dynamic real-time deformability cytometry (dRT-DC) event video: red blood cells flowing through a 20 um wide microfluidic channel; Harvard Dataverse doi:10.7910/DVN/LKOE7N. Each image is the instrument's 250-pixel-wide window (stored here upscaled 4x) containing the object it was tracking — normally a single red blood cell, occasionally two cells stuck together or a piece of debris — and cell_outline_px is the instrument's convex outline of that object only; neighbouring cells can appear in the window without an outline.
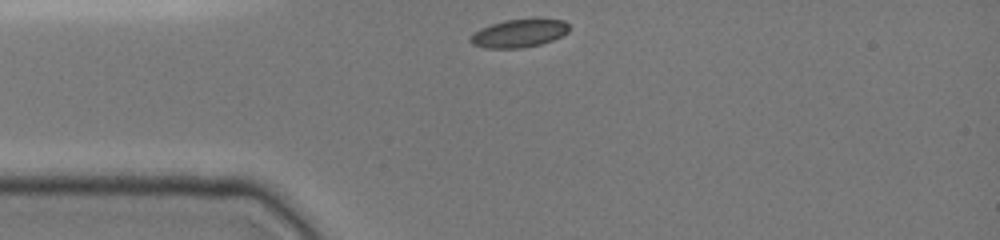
{"species": "common noctule bat (a hibernating species)", "species_latin": "Nyctalus noctula", "temperature_condition": "cold", "stored_images_in_passage": 30, "camera_frame_rate_fps": 3000, "um_per_image_px": 0.085, "animal": {"sex": "female", "body_mass_g": 19.0, "forearm_length_mm": 51.5}, "frame": {"image": 1, "passage_image": 1, "time_ms": 0.0, "image_size_px": [1000, 240], "cell_outline_px": [[568, 32], [552, 40], [540, 44], [524, 48], [484, 48], [472, 44], [468, 40], [480, 28], [504, 20], [536, 16], [540, 16], [564, 20], [568, 24]], "centroid_in_image_um": [44.16, 2.78], "position_along_channel_um": 40.8, "area_um2": 16.7}}
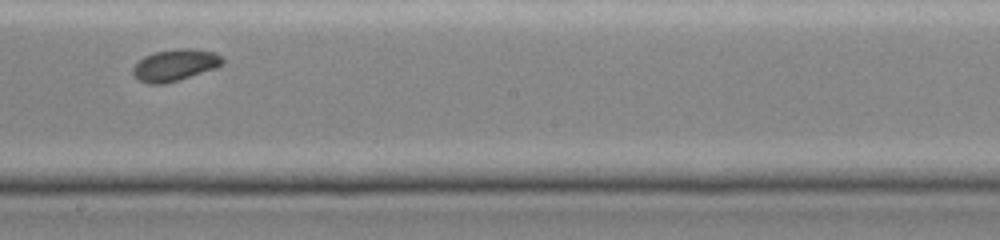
{"frame": {"image": 2, "passage_image": 17, "time_ms": 5.333, "image_size_px": [1000, 240], "cell_outline_px": [[224, 64], [216, 68], [164, 84], [148, 84], [140, 80], [132, 72], [132, 68], [144, 56], [152, 52], [176, 48], [192, 48], [216, 52], [224, 60]], "centroid_in_image_um": [14.89, 5.51], "position_along_channel_um": 233.3, "area_um2": 16.59}}
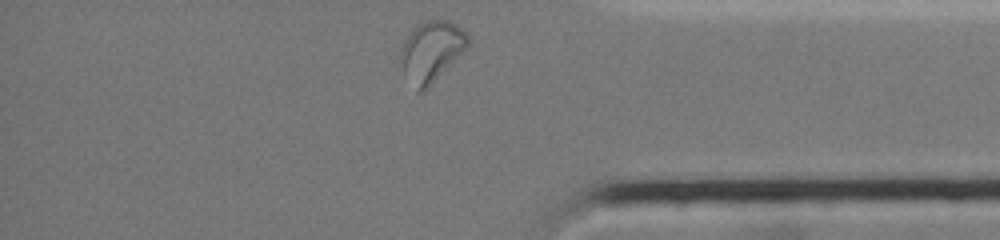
{"frame": {"image": 3, "passage_image": 30, "time_ms": 9.667, "image_size_px": [1000, 240], "cell_outline_px": [[468, 44], [428, 88], [424, 92], [416, 92], [404, 72], [400, 56], [400, 48], [404, 40], [412, 28], [416, 24], [424, 20], [448, 20], [456, 24], [468, 32]], "centroid_in_image_um": [36.63, 4.33], "position_along_channel_um": 398.6, "area_um2": 23.52}, "authors_computed_cell_mechanics": {"area_um2": 16.7042, "velocity_mm_per_s": 3.9277, "shape_relaxation_time_tau1_ms": 2.488, "shape_relaxation_time_tau2_ms": null, "deformation_change_tau1": 0.0813, "deformation_change_tau2": null}}